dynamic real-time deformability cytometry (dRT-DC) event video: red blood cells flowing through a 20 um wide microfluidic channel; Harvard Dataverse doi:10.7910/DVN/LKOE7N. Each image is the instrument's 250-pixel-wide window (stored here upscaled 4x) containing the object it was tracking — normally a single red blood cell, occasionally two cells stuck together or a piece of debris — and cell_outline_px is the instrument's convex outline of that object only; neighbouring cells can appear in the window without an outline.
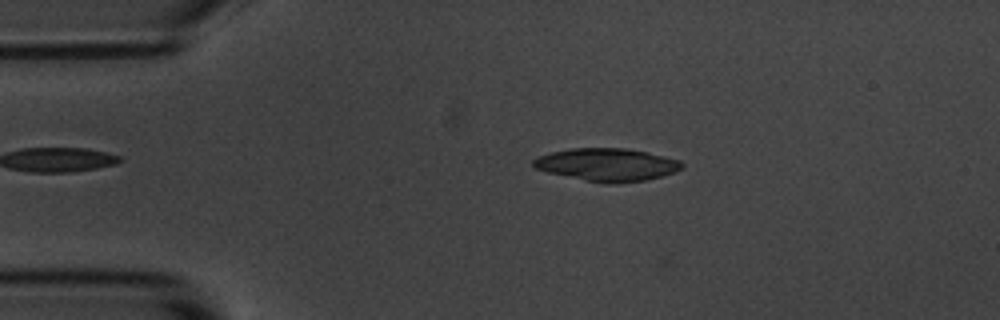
{"species": "common noctule bat (a hibernating species)", "species_latin": "Nyctalus noctula", "temperature_condition": "room temperature", "stored_images_in_passage": 5, "camera_frame_rate_fps": 3000, "um_per_image_px": 0.085, "animal": {"sex": "male", "body_mass_g": 20.1, "forearm_length_mm": 53.5}, "frame": {"image": 1, "passage_image": 4, "time_ms": 3.333, "image_size_px": [1000, 320], "cell_outline_px": [[684, 164], [676, 172], [644, 180], [616, 184], [608, 184], [584, 180], [548, 172], [536, 168], [532, 164], [532, 160], [536, 156], [568, 148], [624, 148], [648, 152], [680, 160]], "centroid_in_image_um": [51.58, 13.99], "position_along_channel_um": 33.4, "area_um2": 28.38}}